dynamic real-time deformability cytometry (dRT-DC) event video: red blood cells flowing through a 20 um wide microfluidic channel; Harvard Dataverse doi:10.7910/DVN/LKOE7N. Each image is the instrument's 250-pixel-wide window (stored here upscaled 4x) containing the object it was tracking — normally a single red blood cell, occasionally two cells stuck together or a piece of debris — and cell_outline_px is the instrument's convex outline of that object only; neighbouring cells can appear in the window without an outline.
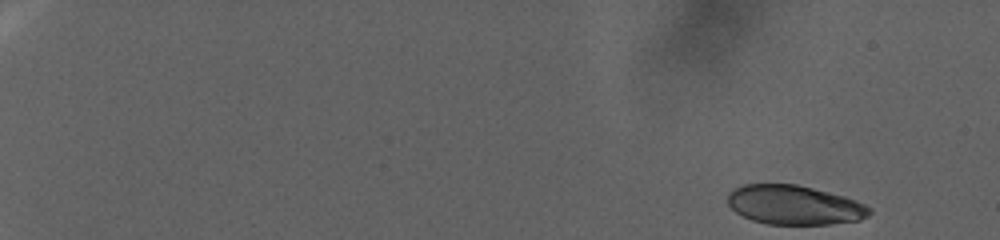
{"species": "human", "species_latin": "Homo sapiens", "temperature_condition": "warm", "stored_images_in_passage": 85, "camera_frame_rate_fps": 3000, "um_per_image_px": 0.085, "donor": {"sex": "female"}, "frame": {"image": 1, "passage_image": 1, "time_ms": 0.0, "image_size_px": [1000, 240], "cell_outline_px": [[872, 212], [868, 216], [860, 220], [828, 224], [768, 224], [752, 220], [736, 212], [728, 204], [728, 192], [732, 188], [744, 184], [796, 184], [844, 196], [856, 200], [872, 208]], "centroid_in_image_um": [67.52, 17.42], "position_along_channel_um": 17.5, "area_um2": 32.48}}
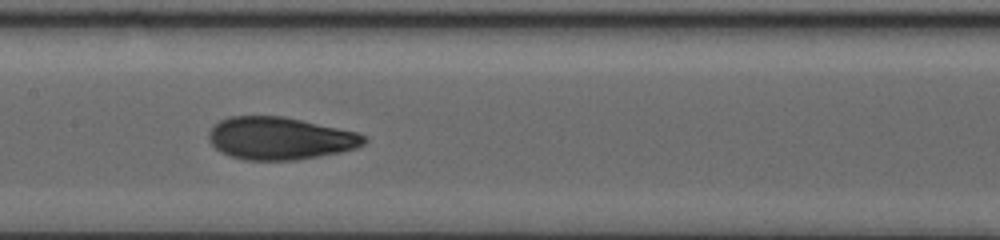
{"frame": {"image": 2, "passage_image": 47, "time_ms": 15.333, "image_size_px": [1000, 240], "cell_outline_px": [[368, 140], [364, 144], [356, 148], [340, 152], [296, 160], [244, 160], [228, 156], [220, 152], [208, 140], [208, 132], [220, 120], [228, 116], [284, 116], [356, 132], [368, 136]], "centroid_in_image_um": [23.78, 11.76], "position_along_channel_um": 183.6, "area_um2": 38.61}}
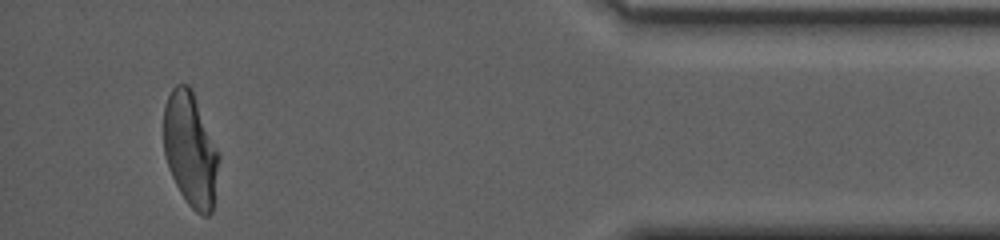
{"frame": {"image": 3, "passage_image": 81, "time_ms": 26.667, "image_size_px": [1000, 240], "cell_outline_px": [[220, 160], [212, 212], [208, 216], [204, 216], [196, 212], [188, 204], [180, 192], [168, 168], [164, 152], [164, 104], [172, 88], [176, 84], [188, 84], [192, 88], [220, 152]], "centroid_in_image_um": [16.21, 12.69], "position_along_channel_um": 419.0, "area_um2": 37.17}, "authors_computed_cell_mechanics": {"area_um2": 36.8186, "velocity_mm_per_s": 2.4356, "shape_relaxation_time_tau1_ms": 7.604, "shape_relaxation_time_tau2_ms": 1.3959, "deformation_change_tau1": 0.2201, "deformation_change_tau2": 0.0694}}